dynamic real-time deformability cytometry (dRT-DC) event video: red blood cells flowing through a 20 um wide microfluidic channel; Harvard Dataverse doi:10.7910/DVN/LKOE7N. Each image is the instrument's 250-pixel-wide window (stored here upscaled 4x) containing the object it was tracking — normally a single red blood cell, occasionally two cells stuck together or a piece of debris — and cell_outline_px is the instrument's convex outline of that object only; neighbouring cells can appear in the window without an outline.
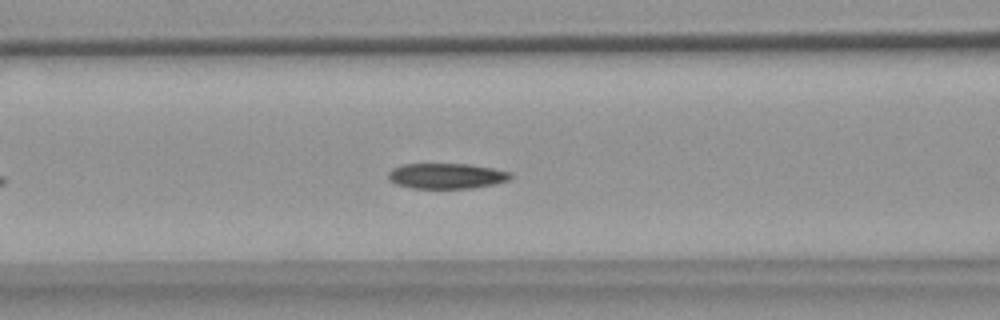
{"species": "common noctule bat (a hibernating species)", "species_latin": "Nyctalus noctula", "temperature_condition": "warm", "stored_images_in_passage": 41, "camera_frame_rate_fps": 3000, "um_per_image_px": 0.085, "animal": {"sex": "female", "body_mass_g": 18.4}, "frame": {"image": 1, "passage_image": 13, "time_ms": 4.0, "image_size_px": [1000, 320], "cell_outline_px": [[512, 176], [508, 180], [492, 184], [472, 188], [412, 188], [396, 184], [388, 180], [388, 172], [392, 168], [404, 164], [468, 164], [492, 168], [508, 172]], "centroid_in_image_um": [37.89, 14.95], "position_along_channel_um": 128.7, "area_um2": 17.98}}
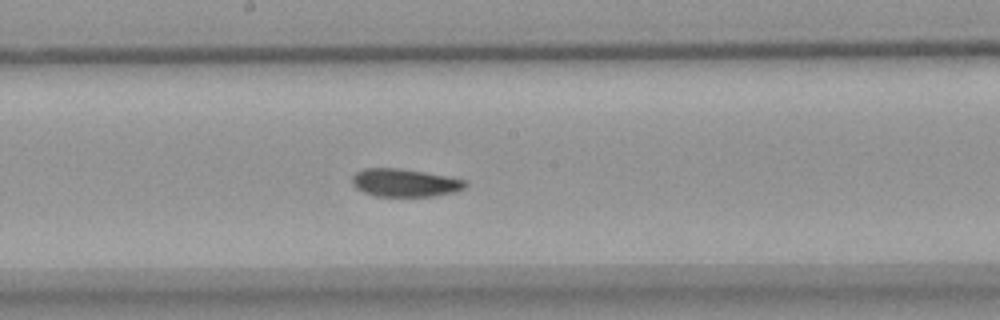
{"frame": {"image": 2, "passage_image": 20, "time_ms": 6.333, "image_size_px": [1000, 320], "cell_outline_px": [[468, 184], [464, 188], [452, 192], [432, 196], [376, 196], [364, 192], [356, 188], [352, 184], [352, 176], [356, 172], [364, 168], [400, 168], [424, 172], [464, 180]], "centroid_in_image_um": [34.35, 15.53], "position_along_channel_um": 213.8, "area_um2": 18.21}}
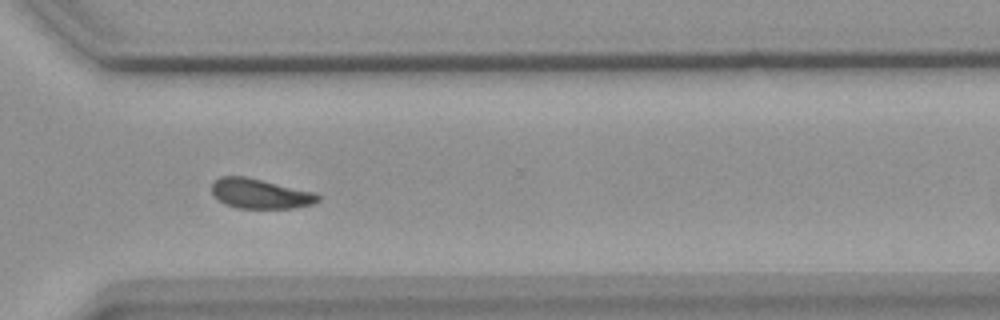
{"frame": {"image": 3, "passage_image": 31, "time_ms": 10.0, "image_size_px": [1000, 320], "cell_outline_px": [[320, 200], [312, 204], [292, 208], [236, 208], [224, 204], [212, 192], [212, 180], [220, 176], [244, 176], [316, 192], [320, 196]], "centroid_in_image_um": [22.11, 16.46], "position_along_channel_um": 348.5, "area_um2": 18.5}, "authors_computed_cell_mechanics": {"area_um2": 19.0162, "velocity_mm_per_s": 3.6644, "shape_relaxation_time_tau1_ms": 4.3101, "shape_relaxation_time_tau2_ms": 2.9139, "deformation_change_tau1": 0.1229, "deformation_change_tau2": 0.0814}}